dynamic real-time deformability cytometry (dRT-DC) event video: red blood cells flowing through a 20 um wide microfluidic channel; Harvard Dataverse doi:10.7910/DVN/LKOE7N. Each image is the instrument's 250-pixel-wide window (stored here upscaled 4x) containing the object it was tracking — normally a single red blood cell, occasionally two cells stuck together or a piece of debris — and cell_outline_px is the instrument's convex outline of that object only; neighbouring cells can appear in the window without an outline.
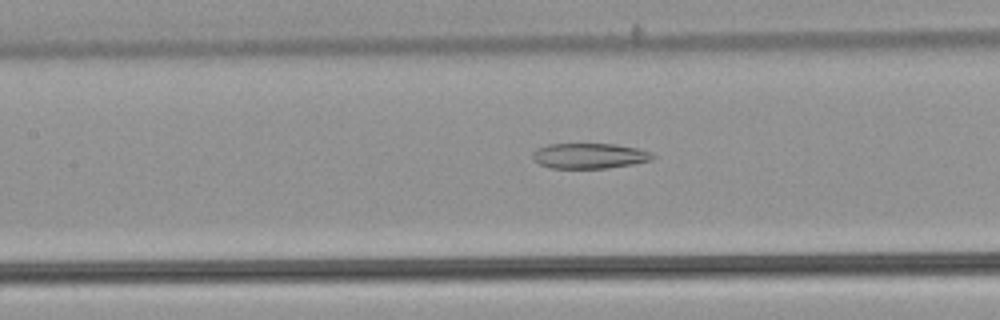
{"species": "common noctule bat (a hibernating species)", "species_latin": "Nyctalus noctula", "temperature_condition": "warm", "stored_images_in_passage": 21, "camera_frame_rate_fps": 3000, "um_per_image_px": 0.085, "animal": {"sex": "male", "body_mass_g": 21.5, "forearm_length_mm": 52.0}, "frame": {"image": 1, "passage_image": 18, "time_ms": 5.667, "image_size_px": [1000, 320], "cell_outline_px": [[656, 156], [652, 160], [632, 164], [608, 168], [548, 168], [540, 164], [532, 156], [532, 152], [536, 148], [548, 144], [616, 144], [636, 148], [652, 152]], "centroid_in_image_um": [50.11, 13.24], "position_along_channel_um": 157.3, "area_um2": 17.8}}